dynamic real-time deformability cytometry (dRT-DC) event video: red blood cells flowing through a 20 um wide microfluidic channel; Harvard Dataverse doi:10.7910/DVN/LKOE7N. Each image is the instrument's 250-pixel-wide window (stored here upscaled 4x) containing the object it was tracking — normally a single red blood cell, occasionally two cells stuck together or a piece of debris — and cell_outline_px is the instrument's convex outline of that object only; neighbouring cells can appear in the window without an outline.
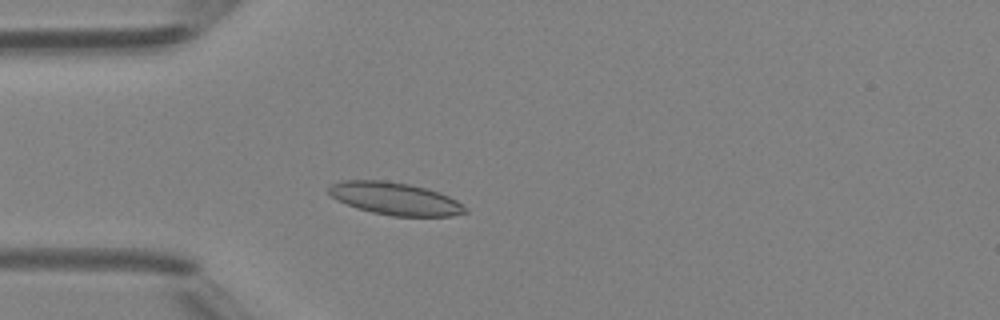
{"species": "Egyptian fruit bat (a non-hibernating species)", "species_latin": "Rousettus aegyptiacus", "temperature_condition": "room temperature", "stored_images_in_passage": 3, "camera_frame_rate_fps": 3000, "um_per_image_px": 0.085, "animal": {"sex": "female"}, "frame": {"image": 1, "passage_image": 3, "time_ms": 2.333, "image_size_px": [1000, 320], "cell_outline_px": [[468, 212], [452, 216], [392, 216], [372, 212], [356, 208], [332, 196], [328, 192], [328, 188], [332, 184], [340, 180], [384, 180], [408, 184], [428, 188], [440, 192], [456, 200], [468, 208]], "centroid_in_image_um": [33.61, 16.88], "position_along_channel_um": 51.4, "area_um2": 25.84}}